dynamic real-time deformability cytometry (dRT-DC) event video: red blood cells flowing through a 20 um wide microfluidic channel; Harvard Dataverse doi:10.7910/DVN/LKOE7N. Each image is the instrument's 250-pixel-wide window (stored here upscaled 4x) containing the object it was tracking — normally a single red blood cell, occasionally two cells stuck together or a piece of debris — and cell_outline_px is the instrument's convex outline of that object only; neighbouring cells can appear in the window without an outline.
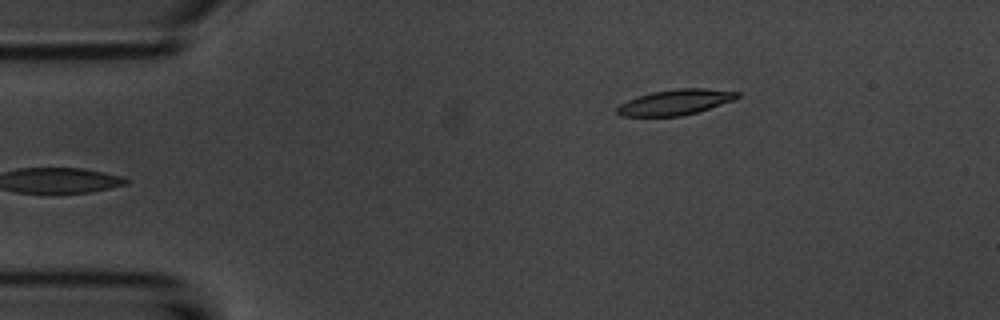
{"species": "common noctule bat (a hibernating species)", "species_latin": "Nyctalus noctula", "temperature_condition": "room temperature", "stored_images_in_passage": 5, "camera_frame_rate_fps": 3000, "um_per_image_px": 0.085, "animal": {"sex": "male", "body_mass_g": 20.1, "forearm_length_mm": 53.5}, "frame": {"image": 1, "passage_image": 5, "time_ms": 4.667, "image_size_px": [1000, 320], "cell_outline_px": [[740, 96], [736, 100], [696, 112], [680, 116], [620, 116], [616, 112], [616, 108], [620, 104], [628, 100], [652, 92], [676, 88], [704, 88], [740, 92]], "centroid_in_image_um": [57.43, 8.68], "position_along_channel_um": 27.6, "area_um2": 17.8}}